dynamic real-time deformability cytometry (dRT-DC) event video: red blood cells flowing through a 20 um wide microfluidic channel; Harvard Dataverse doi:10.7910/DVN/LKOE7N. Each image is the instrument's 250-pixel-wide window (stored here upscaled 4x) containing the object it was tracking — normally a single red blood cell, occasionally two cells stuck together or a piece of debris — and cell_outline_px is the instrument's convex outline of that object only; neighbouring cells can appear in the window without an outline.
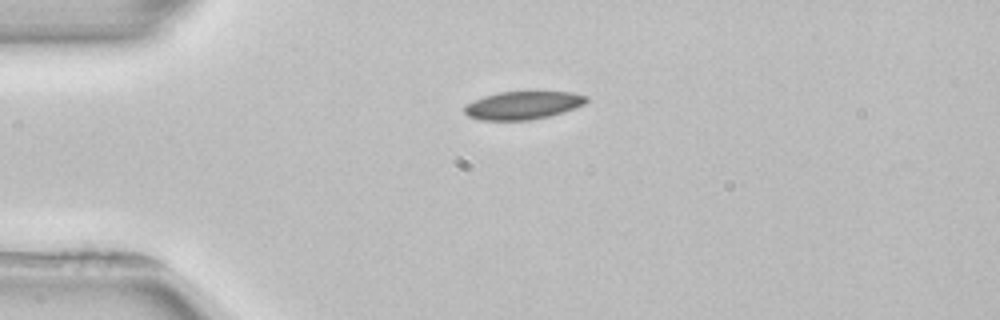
{"species": "common noctule bat (a hibernating species)", "species_latin": "Nyctalus noctula", "temperature_condition": "room temperature", "stored_images_in_passage": 2, "camera_frame_rate_fps": 3000, "um_per_image_px": 0.085, "animal": {"sex": "female", "body_mass_g": 22.7, "forearm_length_mm": 54.2}, "frame": {"image": 1, "passage_image": 1, "time_ms": 0.0, "image_size_px": [1000, 320], "cell_outline_px": [[588, 100], [584, 104], [564, 112], [548, 116], [528, 120], [480, 120], [468, 116], [464, 112], [464, 104], [484, 96], [500, 92], [572, 92], [588, 96]], "centroid_in_image_um": [44.43, 8.95], "position_along_channel_um": 40.6, "area_um2": 19.88}}